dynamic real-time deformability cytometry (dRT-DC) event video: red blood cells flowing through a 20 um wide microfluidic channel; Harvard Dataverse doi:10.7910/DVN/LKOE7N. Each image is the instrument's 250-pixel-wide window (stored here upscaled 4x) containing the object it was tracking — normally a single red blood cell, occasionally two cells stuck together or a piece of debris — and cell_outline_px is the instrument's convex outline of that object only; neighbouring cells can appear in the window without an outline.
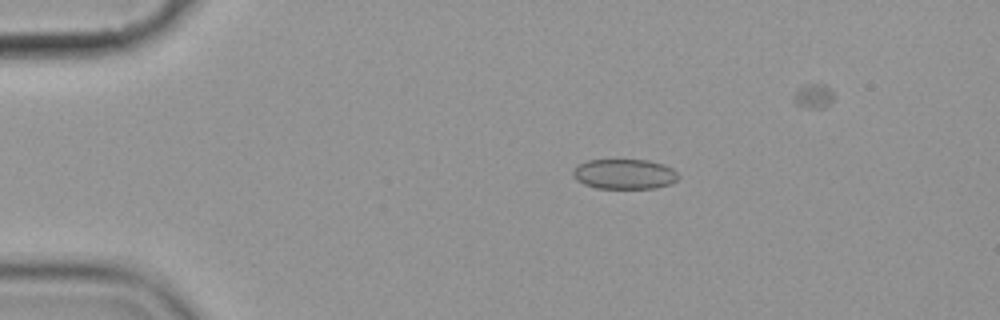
{"species": "common noctule bat (a hibernating species)", "species_latin": "Nyctalus noctula", "temperature_condition": "cold", "stored_images_in_passage": 8, "camera_frame_rate_fps": 3000, "um_per_image_px": 0.085, "animal": {"sex": "female", "body_mass_g": 19.9}, "frame": {"image": 1, "passage_image": 4, "time_ms": 3.667, "image_size_px": [1000, 320], "cell_outline_px": [[680, 176], [672, 184], [656, 188], [596, 188], [584, 184], [576, 180], [572, 176], [572, 168], [588, 160], [648, 160], [664, 164], [672, 168]], "centroid_in_image_um": [53.07, 14.8], "position_along_channel_um": 31.9, "area_um2": 18.61}}
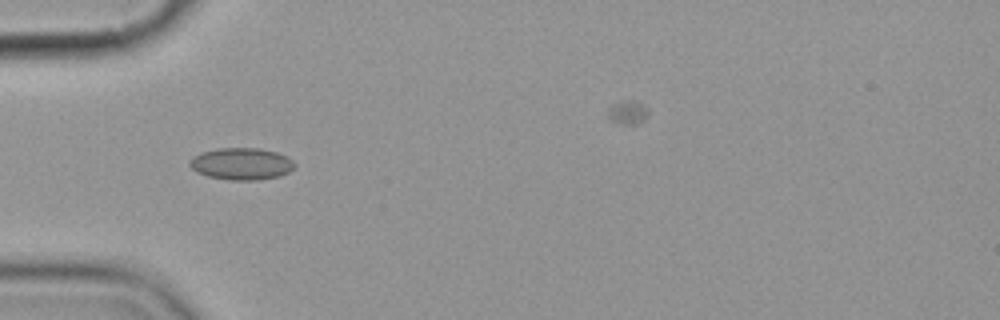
{"frame": {"image": 2, "passage_image": 6, "time_ms": 6.0, "image_size_px": [1000, 320], "cell_outline_px": [[296, 164], [288, 172], [280, 176], [256, 180], [228, 180], [208, 176], [196, 172], [188, 164], [188, 160], [192, 156], [200, 152], [220, 148], [260, 148], [276, 152], [288, 156]], "centroid_in_image_um": [20.49, 13.92], "position_along_channel_um": 64.5, "area_um2": 19.71}}
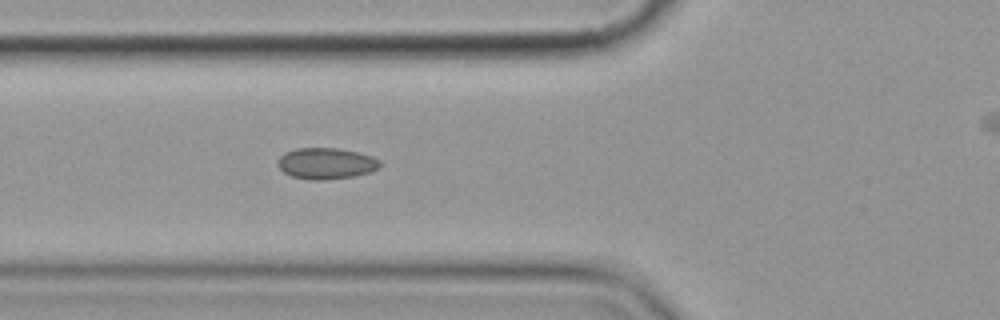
{"frame": {"image": 3, "passage_image": 7, "time_ms": 7.0, "image_size_px": [1000, 320], "cell_outline_px": [[380, 168], [368, 172], [352, 176], [324, 180], [308, 180], [292, 176], [284, 172], [276, 164], [276, 160], [284, 152], [296, 148], [340, 148], [360, 152], [372, 156], [380, 160]], "centroid_in_image_um": [27.7, 13.88], "position_along_channel_um": 98.1, "area_um2": 18.79}}